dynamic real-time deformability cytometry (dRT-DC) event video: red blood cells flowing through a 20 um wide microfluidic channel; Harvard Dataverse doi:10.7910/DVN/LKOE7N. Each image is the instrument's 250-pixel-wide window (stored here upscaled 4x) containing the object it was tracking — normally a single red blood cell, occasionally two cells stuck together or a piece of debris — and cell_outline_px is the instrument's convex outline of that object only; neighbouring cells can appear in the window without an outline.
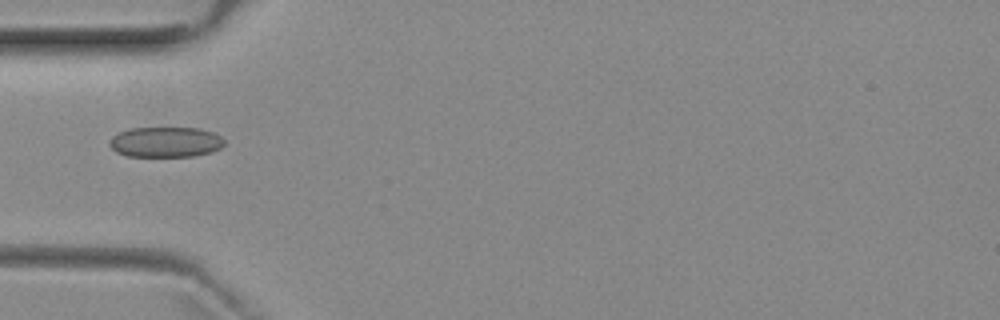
{"species": "common noctule bat (a hibernating species)", "species_latin": "Nyctalus noctula", "temperature_condition": "room temperature", "stored_images_in_passage": 5, "camera_frame_rate_fps": 3000, "um_per_image_px": 0.085, "animal": {"sex": "female", "body_mass_g": 29.2, "forearm_length_mm": 56.3}, "frame": {"image": 1, "passage_image": 5, "time_ms": 5.0, "image_size_px": [1000, 320], "cell_outline_px": [[224, 144], [220, 148], [212, 152], [192, 156], [128, 156], [116, 152], [108, 144], [112, 136], [128, 128], [200, 128], [212, 132], [220, 136], [224, 140]], "centroid_in_image_um": [14.06, 12.07], "position_along_channel_um": 70.9, "area_um2": 20.29}}